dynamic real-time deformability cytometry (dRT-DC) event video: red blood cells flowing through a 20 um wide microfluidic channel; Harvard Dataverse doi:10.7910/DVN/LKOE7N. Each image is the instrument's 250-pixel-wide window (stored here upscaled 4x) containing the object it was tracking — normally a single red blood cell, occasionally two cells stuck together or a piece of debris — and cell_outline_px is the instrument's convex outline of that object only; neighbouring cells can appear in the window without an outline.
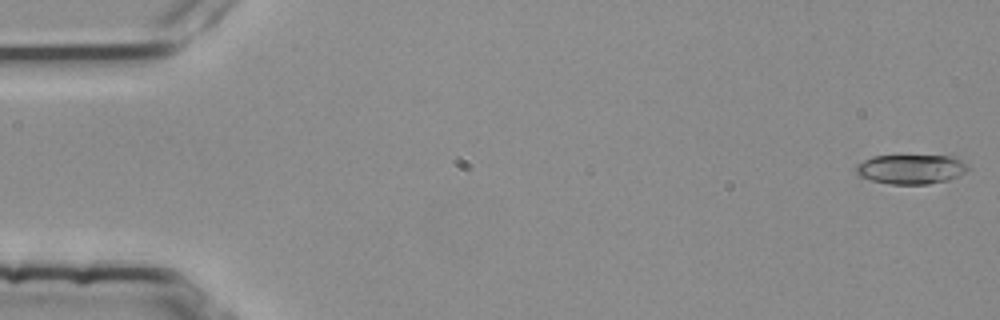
{"species": "common noctule bat (a hibernating species)", "species_latin": "Nyctalus noctula", "temperature_condition": "room temperature", "stored_images_in_passage": 54, "camera_frame_rate_fps": 3000, "um_per_image_px": 0.085, "animal": {"sex": "female", "body_mass_g": 25.1}, "frame": {"image": 1, "passage_image": 1, "time_ms": 0.0, "image_size_px": [1000, 320], "cell_outline_px": [[968, 168], [960, 176], [948, 180], [928, 184], [888, 184], [872, 180], [860, 176], [856, 172], [856, 164], [872, 156], [952, 156], [968, 164]], "centroid_in_image_um": [77.44, 14.38], "position_along_channel_um": 7.6, "area_um2": 19.19}}
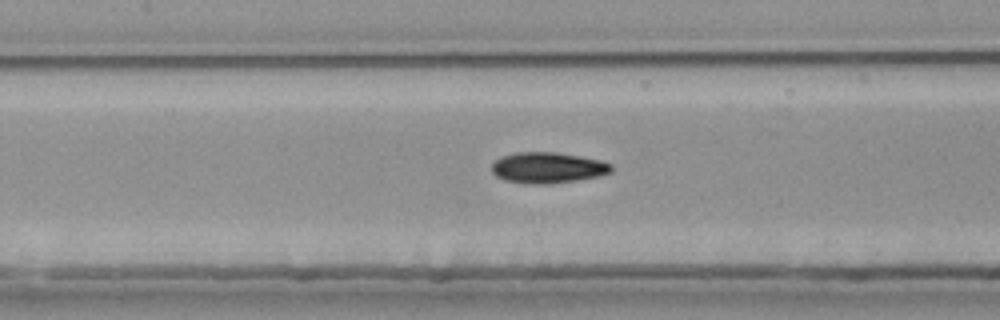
{"frame": {"image": 2, "passage_image": 25, "time_ms": 8.0, "image_size_px": [1000, 320], "cell_outline_px": [[612, 172], [596, 176], [576, 180], [544, 184], [540, 184], [504, 180], [496, 176], [492, 172], [492, 164], [500, 156], [512, 152], [556, 152], [580, 156], [600, 160], [612, 164]], "centroid_in_image_um": [46.53, 14.23], "position_along_channel_um": 160.9, "area_um2": 21.39}}
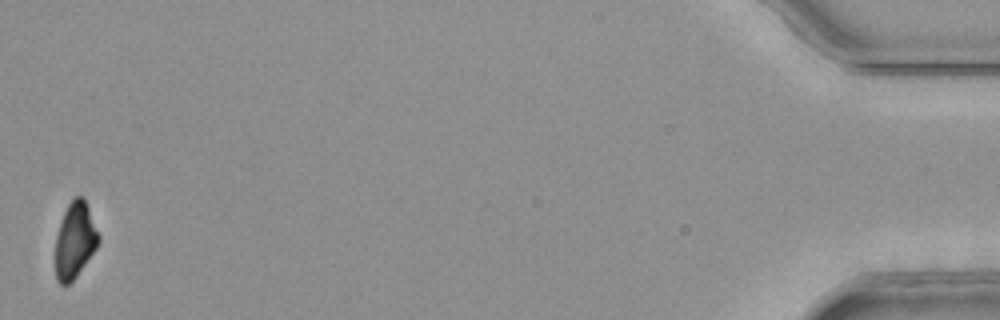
{"frame": {"image": 3, "passage_image": 54, "time_ms": 17.667, "image_size_px": [1000, 320], "cell_outline_px": [[100, 240], [96, 248], [76, 276], [68, 284], [60, 284], [56, 280], [56, 236], [64, 212], [72, 196], [84, 196], [100, 236]], "centroid_in_image_um": [6.38, 20.38], "position_along_channel_um": 428.8, "area_um2": 18.96}, "authors_computed_cell_mechanics": {"area_um2": 20.23, "velocity_mm_per_s": 3.7897, "shape_relaxation_time_tau1_ms": 5.1182, "shape_relaxation_time_tau2_ms": 4.2985, "deformation_change_tau1": 0.1533, "deformation_change_tau2": 0.1045}}